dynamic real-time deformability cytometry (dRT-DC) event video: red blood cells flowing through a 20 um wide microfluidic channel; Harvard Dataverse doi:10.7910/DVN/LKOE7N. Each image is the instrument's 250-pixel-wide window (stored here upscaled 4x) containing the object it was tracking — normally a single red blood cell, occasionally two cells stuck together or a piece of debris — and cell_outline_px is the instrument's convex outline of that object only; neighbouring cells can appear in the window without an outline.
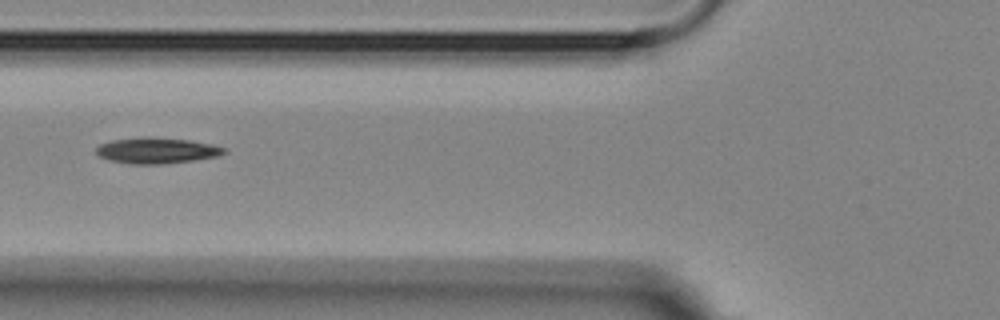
{"species": "Egyptian fruit bat (a non-hibernating species)", "species_latin": "Rousettus aegyptiacus", "temperature_condition": "room temperature", "stored_images_in_passage": 14, "camera_frame_rate_fps": 3000, "um_per_image_px": 0.085, "animal": {"sex": "female"}, "frame": {"image": 1, "passage_image": 5, "time_ms": 6.0, "image_size_px": [1000, 320], "cell_outline_px": [[228, 152], [216, 156], [192, 160], [160, 164], [132, 164], [108, 160], [100, 156], [96, 152], [96, 148], [100, 144], [112, 140], [140, 136], [148, 136], [188, 140], [212, 144], [228, 148]], "centroid_in_image_um": [13.32, 12.78], "position_along_channel_um": 112.5, "area_um2": 19.36}}
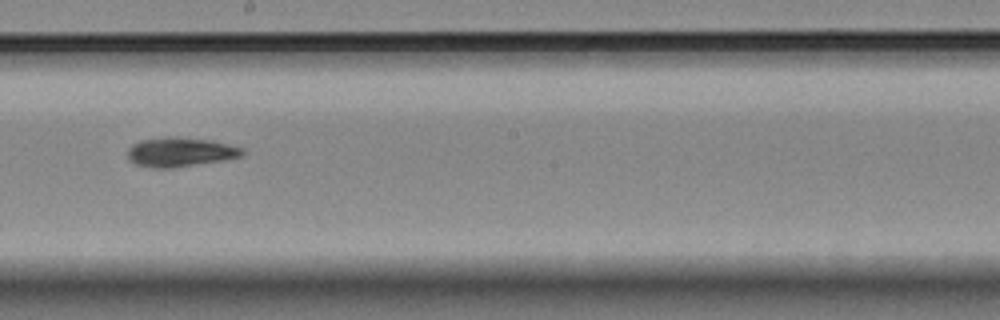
{"frame": {"image": 2, "passage_image": 8, "time_ms": 9.333, "image_size_px": [1000, 320], "cell_outline_px": [[244, 152], [240, 156], [224, 160], [172, 168], [156, 168], [136, 164], [128, 156], [128, 148], [132, 144], [140, 140], [168, 136], [212, 140], [244, 148]], "centroid_in_image_um": [15.33, 12.91], "position_along_channel_um": 232.9, "area_um2": 19.48}}
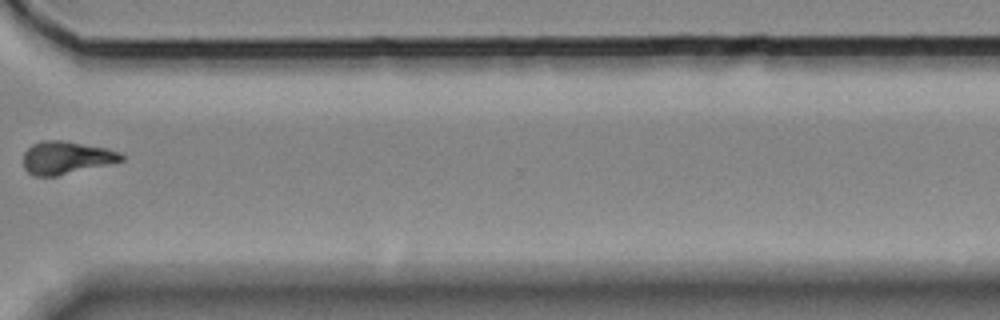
{"frame": {"image": 3, "passage_image": 11, "time_ms": 13.0, "image_size_px": [1000, 320], "cell_outline_px": [[124, 160], [56, 176], [32, 176], [24, 168], [24, 152], [32, 144], [40, 140], [64, 140], [108, 148], [120, 152], [124, 156]], "centroid_in_image_um": [5.61, 13.38], "position_along_channel_um": 365.0, "area_um2": 18.73}, "authors_computed_cell_mechanics": {"area_um2": 19.4208, "velocity_mm_per_s": 3.5952, "shape_relaxation_time_tau1_ms": 4.0026, "shape_relaxation_time_tau2_ms": null, "deformation_change_tau1": 0.1511, "deformation_change_tau2": null}}